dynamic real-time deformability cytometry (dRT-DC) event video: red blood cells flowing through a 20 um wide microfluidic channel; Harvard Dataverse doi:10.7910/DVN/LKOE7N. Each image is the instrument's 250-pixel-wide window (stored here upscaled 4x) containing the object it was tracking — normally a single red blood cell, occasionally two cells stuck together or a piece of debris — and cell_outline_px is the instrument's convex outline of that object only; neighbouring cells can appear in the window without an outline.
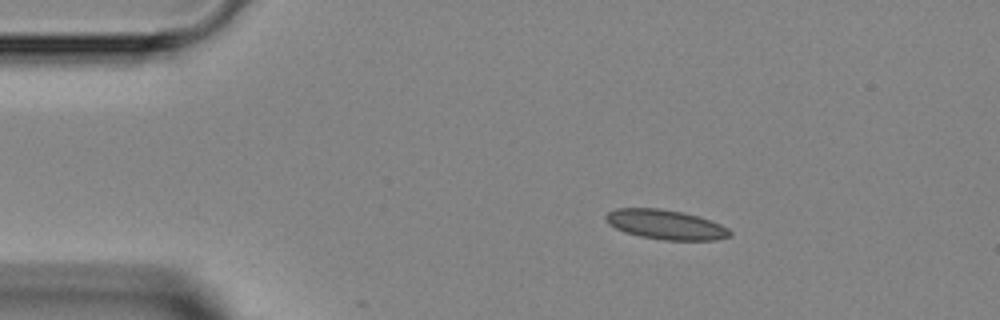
{"species": "Egyptian fruit bat (a non-hibernating species)", "species_latin": "Rousettus aegyptiacus", "temperature_condition": "room temperature", "stored_images_in_passage": 5, "camera_frame_rate_fps": 3000, "um_per_image_px": 0.085, "animal": {"sex": "female"}, "frame": {"image": 1, "passage_image": 2, "time_ms": 1.333, "image_size_px": [1000, 320], "cell_outline_px": [[732, 236], [716, 240], [664, 240], [640, 236], [624, 232], [608, 224], [604, 220], [604, 216], [608, 212], [616, 208], [660, 208], [684, 212], [720, 224], [728, 228], [732, 232]], "centroid_in_image_um": [56.56, 19.09], "position_along_channel_um": 28.4, "area_um2": 21.5}}
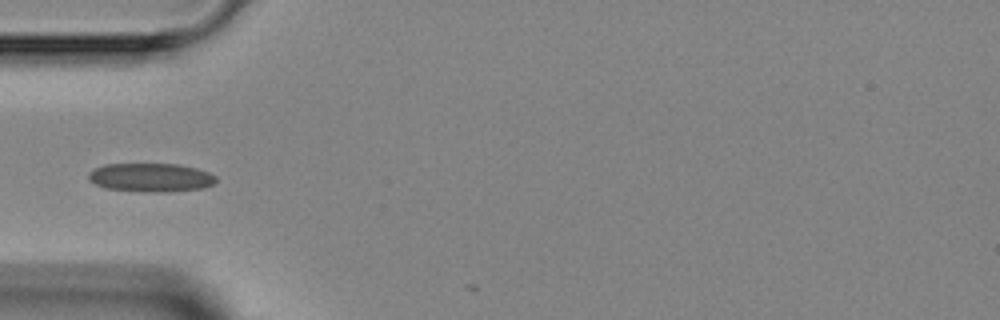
{"frame": {"image": 2, "passage_image": 4, "time_ms": 3.667, "image_size_px": [1000, 320], "cell_outline_px": [[216, 184], [204, 188], [164, 192], [144, 192], [104, 188], [88, 180], [88, 172], [104, 164], [176, 164], [196, 168], [208, 172], [216, 176]], "centroid_in_image_um": [12.82, 15.09], "position_along_channel_um": 72.2, "area_um2": 21.44}}